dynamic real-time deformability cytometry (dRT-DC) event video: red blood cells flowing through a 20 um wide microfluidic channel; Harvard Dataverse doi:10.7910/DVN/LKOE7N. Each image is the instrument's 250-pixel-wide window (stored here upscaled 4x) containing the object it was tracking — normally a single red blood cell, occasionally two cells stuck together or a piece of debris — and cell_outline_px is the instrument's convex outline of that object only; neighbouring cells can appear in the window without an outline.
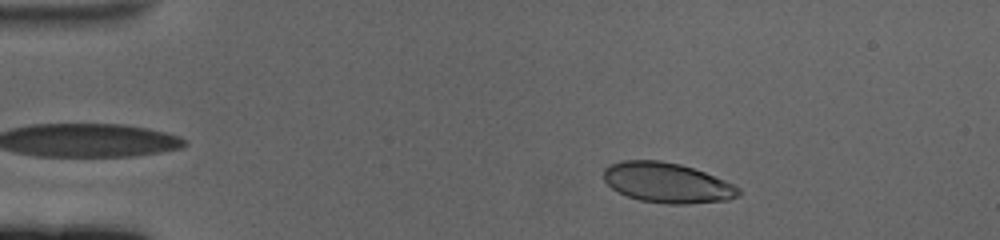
{"species": "human", "species_latin": "Homo sapiens", "temperature_condition": "cold", "stored_images_in_passage": 49, "camera_frame_rate_fps": 3000, "um_per_image_px": 0.085, "donor": {"sex": "female"}, "frame": {"image": 1, "passage_image": 8, "time_ms": 2.333, "image_size_px": [1000, 240], "cell_outline_px": [[740, 196], [728, 200], [688, 204], [668, 204], [640, 200], [628, 196], [612, 188], [604, 180], [604, 168], [620, 160], [660, 160], [680, 164], [704, 172], [724, 180], [740, 188]], "centroid_in_image_um": [56.72, 15.53], "position_along_channel_um": 28.3, "area_um2": 31.44}}
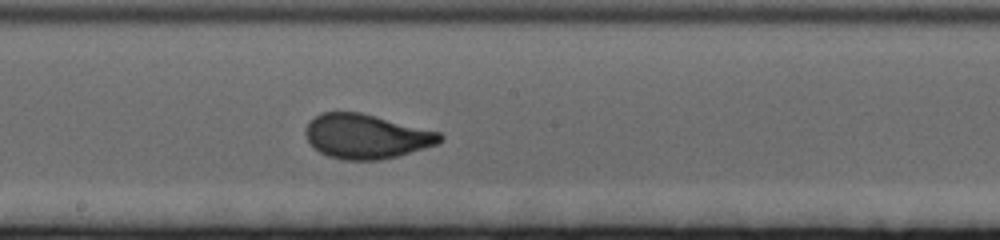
{"frame": {"image": 2, "passage_image": 31, "time_ms": 10.0, "image_size_px": [1000, 240], "cell_outline_px": [[444, 140], [436, 144], [396, 156], [380, 160], [344, 160], [328, 156], [312, 148], [304, 132], [304, 128], [320, 112], [360, 112], [440, 132], [444, 136]], "centroid_in_image_um": [31.11, 11.59], "position_along_channel_um": 217.1, "area_um2": 34.74}}
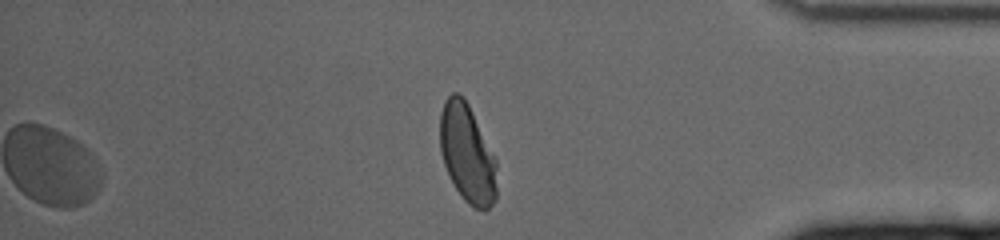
{"frame": {"image": 3, "passage_image": 49, "time_ms": 16.0, "image_size_px": [1000, 240], "cell_outline_px": [[496, 200], [484, 212], [468, 204], [464, 200], [456, 188], [444, 164], [440, 152], [440, 112], [448, 96], [452, 92], [460, 92], [464, 96], [496, 156]], "centroid_in_image_um": [39.73, 13.03], "position_along_channel_um": 395.5, "area_um2": 32.89}, "authors_computed_cell_mechanics": {"area_um2": 33.6396, "velocity_mm_per_s": 3.3697, "shape_relaxation_time_tau1_ms": 4.0924, "shape_relaxation_time_tau2_ms": null, "deformation_change_tau1": 0.1641, "deformation_change_tau2": null}}